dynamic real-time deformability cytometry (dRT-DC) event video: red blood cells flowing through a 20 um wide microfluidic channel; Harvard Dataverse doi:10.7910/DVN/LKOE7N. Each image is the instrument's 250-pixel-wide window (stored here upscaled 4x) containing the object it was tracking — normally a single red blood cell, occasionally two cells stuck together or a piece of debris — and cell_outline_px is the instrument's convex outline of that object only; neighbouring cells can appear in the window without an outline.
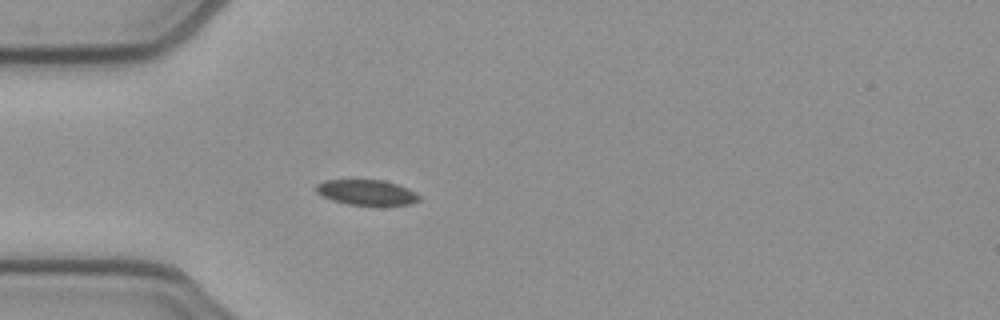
{"species": "common noctule bat (a hibernating species)", "species_latin": "Nyctalus noctula", "temperature_condition": "cold", "stored_images_in_passage": 42, "camera_frame_rate_fps": 3000, "um_per_image_px": 0.085, "animal": {"sex": "female", "body_mass_g": 21.9}, "frame": {"image": 1, "passage_image": 5, "time_ms": 1.333, "image_size_px": [1000, 320], "cell_outline_px": [[420, 200], [412, 204], [348, 204], [332, 200], [320, 196], [316, 192], [316, 184], [324, 180], [384, 180], [408, 188], [416, 192], [420, 196]], "centroid_in_image_um": [31.14, 16.34], "position_along_channel_um": 53.9, "area_um2": 15.09}}
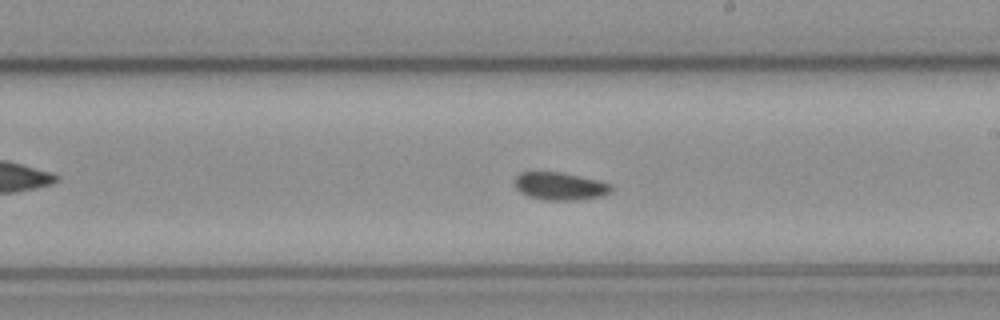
{"frame": {"image": 2, "passage_image": 20, "time_ms": 6.333, "image_size_px": [1000, 320], "cell_outline_px": [[612, 192], [600, 196], [576, 200], [544, 200], [528, 196], [520, 192], [512, 184], [512, 180], [520, 172], [560, 172], [600, 180], [612, 184]], "centroid_in_image_um": [47.57, 15.82], "position_along_channel_um": 241.4, "area_um2": 15.84}}
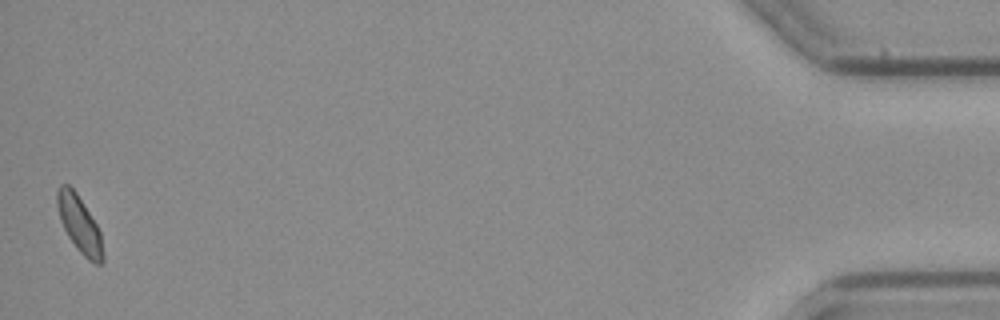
{"frame": {"image": 3, "passage_image": 42, "time_ms": 13.667, "image_size_px": [1000, 320], "cell_outline_px": [[104, 260], [100, 264], [96, 264], [88, 260], [76, 248], [68, 236], [60, 220], [56, 204], [56, 188], [60, 184], [68, 184], [76, 192], [96, 224], [100, 232], [104, 256]], "centroid_in_image_um": [6.73, 19.05], "position_along_channel_um": 428.5, "area_um2": 15.09}, "authors_computed_cell_mechanics": {"area_um2": 15.3748, "velocity_mm_per_s": 3.8859, "shape_relaxation_time_tau1_ms": 3.97, "shape_relaxation_time_tau2_ms": 5.9869, "deformation_change_tau1": 0.0611, "deformation_change_tau2": 0.0674}}